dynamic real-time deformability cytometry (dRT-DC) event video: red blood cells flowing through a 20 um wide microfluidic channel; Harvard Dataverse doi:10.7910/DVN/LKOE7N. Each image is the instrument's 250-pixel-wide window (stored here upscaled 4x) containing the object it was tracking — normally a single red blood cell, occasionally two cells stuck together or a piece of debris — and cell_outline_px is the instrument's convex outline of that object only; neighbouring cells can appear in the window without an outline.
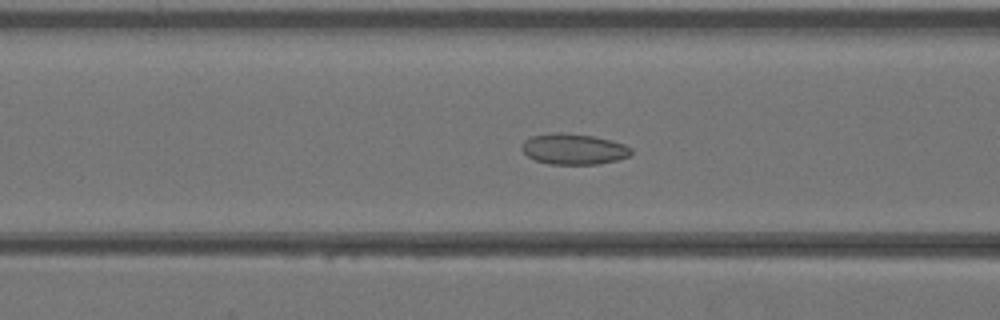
{"species": "Egyptian fruit bat (a non-hibernating species)", "species_latin": "Rousettus aegyptiacus", "temperature_condition": "warm", "stored_images_in_passage": 42, "camera_frame_rate_fps": 3000, "um_per_image_px": 0.085, "animal": {"sex": "female"}, "frame": {"image": 1, "passage_image": 17, "time_ms": 5.333, "image_size_px": [1000, 320], "cell_outline_px": [[632, 152], [628, 156], [616, 160], [596, 164], [548, 164], [536, 160], [528, 156], [520, 148], [520, 144], [524, 140], [532, 136], [552, 132], [564, 132], [592, 136], [624, 144], [632, 148]], "centroid_in_image_um": [48.71, 12.66], "position_along_channel_um": 117.9, "area_um2": 19.59}}
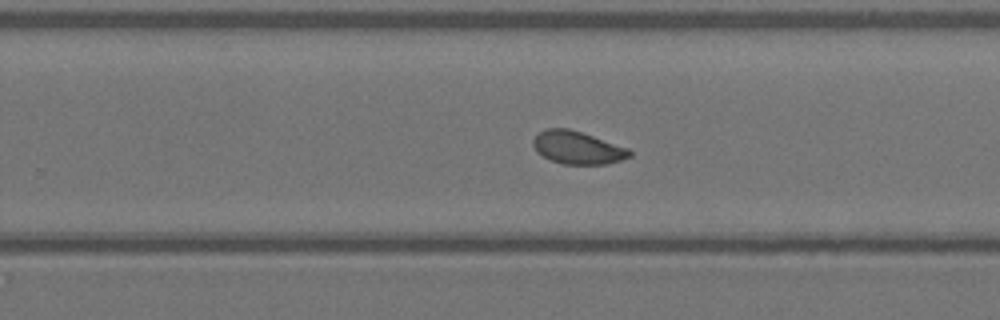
{"frame": {"image": 2, "passage_image": 27, "time_ms": 8.667, "image_size_px": [1000, 320], "cell_outline_px": [[632, 156], [620, 160], [604, 164], [564, 164], [552, 160], [536, 152], [532, 144], [532, 140], [544, 128], [568, 128], [628, 148], [632, 152]], "centroid_in_image_um": [49.06, 12.55], "position_along_channel_um": 280.7, "area_um2": 18.21}}
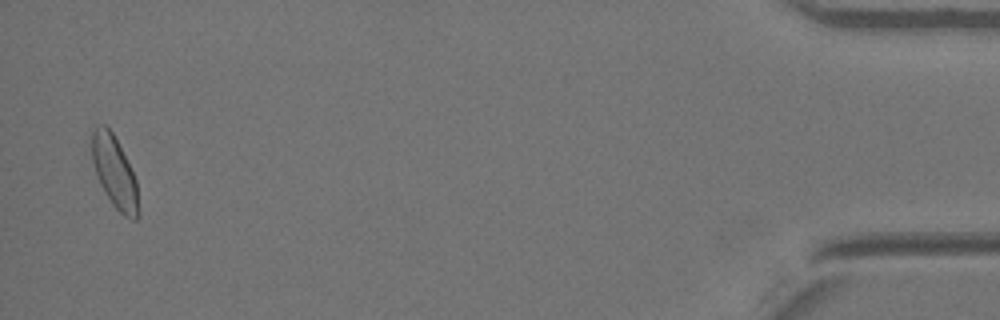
{"frame": {"image": 3, "passage_image": 41, "time_ms": 13.333, "image_size_px": [1000, 320], "cell_outline_px": [[136, 220], [132, 220], [124, 216], [112, 204], [104, 192], [96, 176], [92, 160], [92, 132], [96, 124], [104, 124], [112, 132], [136, 180]], "centroid_in_image_um": [9.67, 14.59], "position_along_channel_um": 425.5, "area_um2": 18.79}}